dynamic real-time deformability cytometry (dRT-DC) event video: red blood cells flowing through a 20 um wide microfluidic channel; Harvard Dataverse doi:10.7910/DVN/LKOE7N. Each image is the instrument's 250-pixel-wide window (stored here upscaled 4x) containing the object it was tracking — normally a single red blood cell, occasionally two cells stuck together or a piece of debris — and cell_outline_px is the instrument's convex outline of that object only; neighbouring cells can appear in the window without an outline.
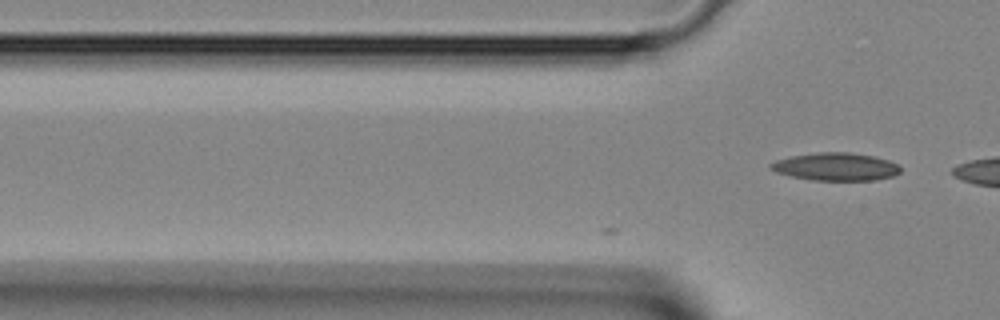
{"species": "Egyptian fruit bat (a non-hibernating species)", "species_latin": "Rousettus aegyptiacus", "temperature_condition": "room temperature", "stored_images_in_passage": 2, "camera_frame_rate_fps": 3000, "um_per_image_px": 0.085, "animal": {"sex": "female"}, "frame": {"image": 1, "passage_image": 2, "time_ms": 0.333, "image_size_px": [1000, 320], "cell_outline_px": [[900, 172], [892, 176], [876, 180], [812, 180], [792, 176], [776, 172], [768, 168], [768, 164], [776, 160], [792, 156], [820, 152], [848, 152], [872, 156], [888, 160], [900, 164]], "centroid_in_image_um": [71.04, 14.17], "position_along_channel_um": 54.8, "area_um2": 20.98}}